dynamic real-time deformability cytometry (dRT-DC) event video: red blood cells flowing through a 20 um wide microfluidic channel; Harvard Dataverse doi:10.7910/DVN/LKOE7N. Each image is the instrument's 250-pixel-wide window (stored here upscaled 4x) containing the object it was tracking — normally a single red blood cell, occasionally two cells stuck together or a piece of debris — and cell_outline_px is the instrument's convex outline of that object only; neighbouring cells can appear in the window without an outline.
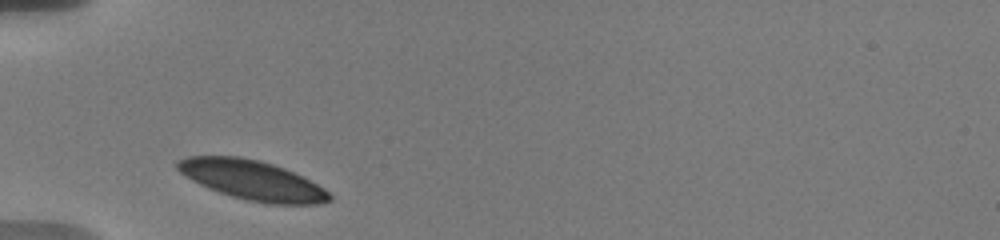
{"species": "human", "species_latin": "Homo sapiens", "temperature_condition": "warm", "stored_images_in_passage": 23, "camera_frame_rate_fps": 3000, "um_per_image_px": 0.085, "donor": {"sex": "male"}, "frame": {"image": 1, "passage_image": 1, "time_ms": 0.0, "image_size_px": [1000, 240], "cell_outline_px": [[332, 200], [320, 204], [268, 204], [248, 200], [232, 196], [208, 188], [192, 180], [180, 172], [176, 168], [176, 160], [188, 156], [240, 156], [260, 160], [284, 168], [324, 188], [332, 196]], "centroid_in_image_um": [21.42, 15.31], "position_along_channel_um": 63.6, "area_um2": 34.85}}
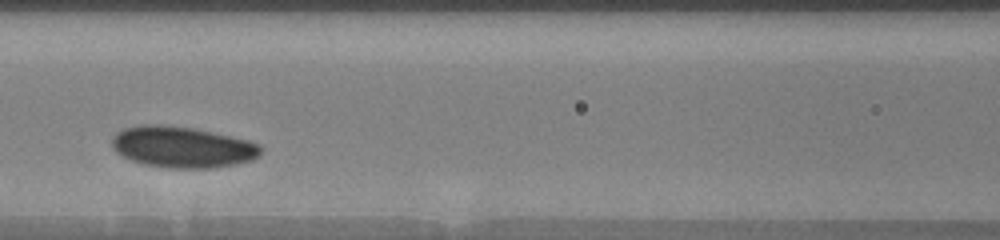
{"frame": {"image": 2, "passage_image": 5, "time_ms": 2.667, "image_size_px": [1000, 240], "cell_outline_px": [[264, 148], [260, 156], [252, 160], [236, 164], [216, 168], [168, 168], [144, 164], [132, 160], [116, 152], [112, 148], [112, 136], [116, 132], [124, 128], [144, 124], [168, 124], [196, 128], [248, 140], [260, 144]], "centroid_in_image_um": [15.53, 12.49], "position_along_channel_um": 151.1, "area_um2": 36.24}}
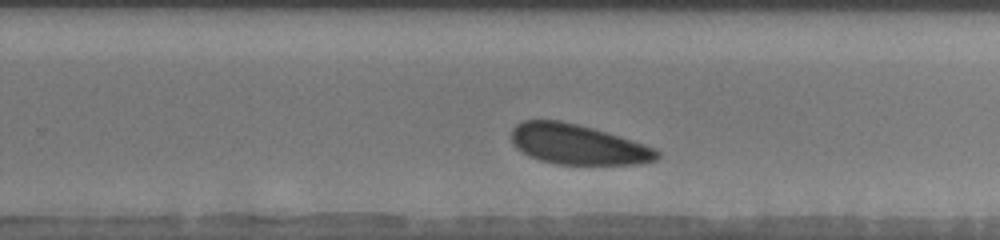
{"frame": {"image": 3, "passage_image": 14, "time_ms": 6.333, "image_size_px": [1000, 240], "cell_outline_px": [[660, 156], [656, 160], [640, 164], [556, 164], [540, 160], [528, 156], [516, 148], [512, 144], [512, 128], [516, 124], [524, 120], [560, 120], [592, 128], [620, 136], [656, 148], [660, 152]], "centroid_in_image_um": [49.1, 12.28], "position_along_channel_um": 280.7, "area_um2": 34.1}, "authors_computed_cell_mechanics": {"area_um2": 35.2002, "velocity_mm_per_s": 3.5533, "shape_relaxation_time_tau1_ms": 2.0703, "shape_relaxation_time_tau2_ms": null, "deformation_change_tau1": 0.0731, "deformation_change_tau2": null}}